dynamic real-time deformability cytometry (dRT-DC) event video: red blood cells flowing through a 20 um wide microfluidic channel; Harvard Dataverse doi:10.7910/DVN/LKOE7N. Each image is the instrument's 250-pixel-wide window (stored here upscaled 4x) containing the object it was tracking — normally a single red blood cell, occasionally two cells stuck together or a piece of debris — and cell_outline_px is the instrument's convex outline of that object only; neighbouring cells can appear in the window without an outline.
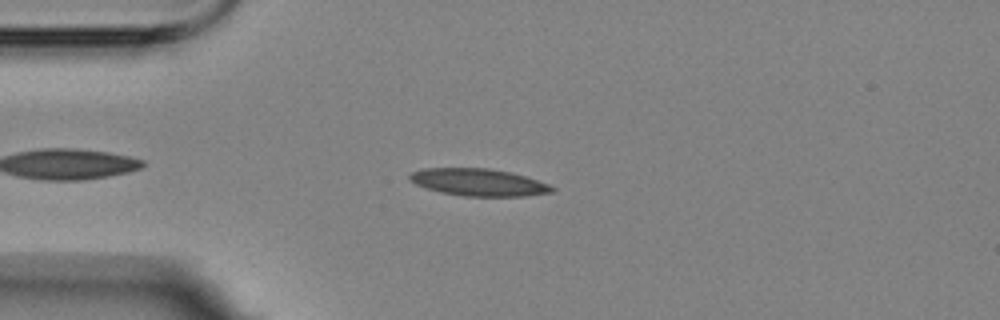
{"species": "Egyptian fruit bat (a non-hibernating species)", "species_latin": "Rousettus aegyptiacus", "temperature_condition": "room temperature", "stored_images_in_passage": 6, "camera_frame_rate_fps": 3000, "um_per_image_px": 0.085, "animal": {"sex": "female"}, "frame": {"image": 1, "passage_image": 4, "time_ms": 4.333, "image_size_px": [1000, 320], "cell_outline_px": [[556, 188], [552, 192], [524, 196], [464, 196], [440, 192], [416, 184], [408, 180], [408, 176], [412, 172], [420, 168], [488, 168], [508, 172], [524, 176], [548, 184]], "centroid_in_image_um": [40.63, 15.49], "position_along_channel_um": 44.4, "area_um2": 22.43}}
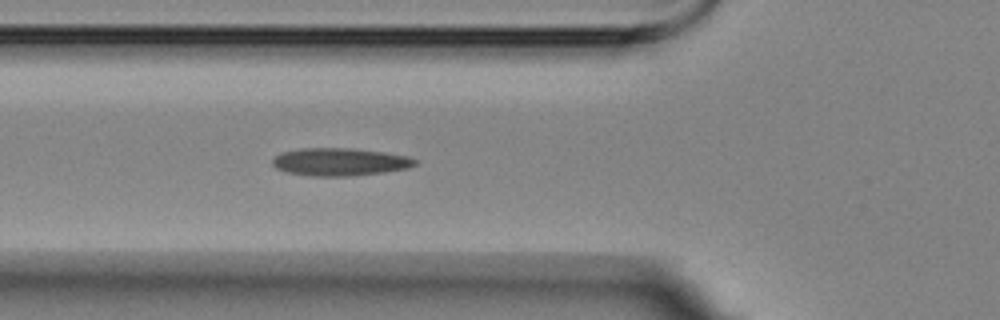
{"frame": {"image": 2, "passage_image": 6, "time_ms": 6.333, "image_size_px": [1000, 320], "cell_outline_px": [[416, 164], [408, 168], [384, 172], [352, 176], [312, 176], [288, 172], [276, 168], [272, 164], [272, 160], [280, 152], [304, 148], [348, 148], [384, 152], [408, 156], [416, 160]], "centroid_in_image_um": [28.88, 13.76], "position_along_channel_um": 96.9, "area_um2": 22.95}}